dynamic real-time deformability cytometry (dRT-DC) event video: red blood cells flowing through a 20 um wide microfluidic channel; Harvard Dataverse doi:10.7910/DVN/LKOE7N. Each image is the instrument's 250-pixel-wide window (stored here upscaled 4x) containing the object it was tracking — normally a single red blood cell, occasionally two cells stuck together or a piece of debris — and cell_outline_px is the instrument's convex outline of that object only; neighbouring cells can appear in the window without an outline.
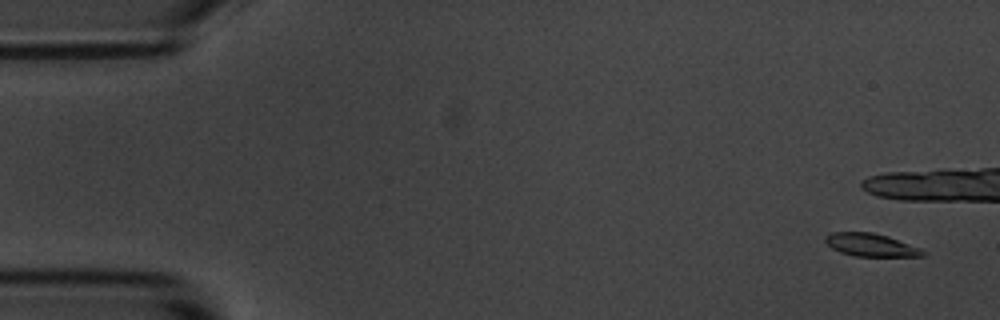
{"species": "common noctule bat (a hibernating species)", "species_latin": "Nyctalus noctula", "temperature_condition": "room temperature", "stored_images_in_passage": 14, "camera_frame_rate_fps": 3000, "um_per_image_px": 0.085, "animal": {"sex": "male", "body_mass_g": 20.1, "forearm_length_mm": 53.5}, "frame": {"image": 1, "passage_image": 3, "time_ms": 0.667, "image_size_px": [1000, 320], "cell_outline_px": [[928, 252], [924, 256], [856, 256], [840, 252], [832, 248], [824, 240], [824, 236], [832, 232], [872, 232], [888, 236], [920, 248]], "centroid_in_image_um": [74.03, 20.81], "position_along_channel_um": 11.0, "area_um2": 13.01}}